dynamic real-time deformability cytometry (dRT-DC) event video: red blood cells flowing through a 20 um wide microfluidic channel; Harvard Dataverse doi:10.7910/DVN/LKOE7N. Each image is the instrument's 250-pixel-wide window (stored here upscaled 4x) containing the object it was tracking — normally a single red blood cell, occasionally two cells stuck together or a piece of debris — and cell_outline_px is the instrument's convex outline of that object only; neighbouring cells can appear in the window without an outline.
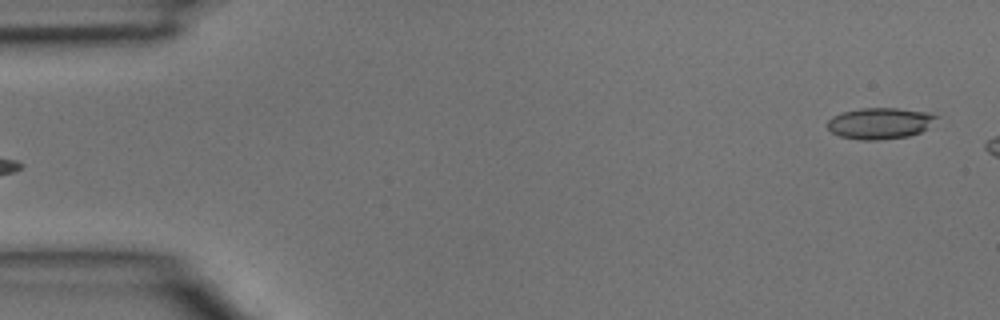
{"species": "common noctule bat (a hibernating species)", "species_latin": "Nyctalus noctula", "temperature_condition": "room temperature", "stored_images_in_passage": 2, "camera_frame_rate_fps": 3000, "um_per_image_px": 0.085, "animal": {"sex": "male", "body_mass_g": 15.6}, "frame": {"image": 1, "passage_image": 1, "time_ms": 0.0, "image_size_px": [1000, 320], "cell_outline_px": [[940, 116], [920, 132], [908, 136], [880, 140], [860, 140], [840, 136], [832, 132], [828, 128], [828, 120], [832, 116], [844, 112], [860, 108], [896, 108], [928, 112]], "centroid_in_image_um": [74.78, 10.48], "position_along_channel_um": 10.2, "area_um2": 19.71}}